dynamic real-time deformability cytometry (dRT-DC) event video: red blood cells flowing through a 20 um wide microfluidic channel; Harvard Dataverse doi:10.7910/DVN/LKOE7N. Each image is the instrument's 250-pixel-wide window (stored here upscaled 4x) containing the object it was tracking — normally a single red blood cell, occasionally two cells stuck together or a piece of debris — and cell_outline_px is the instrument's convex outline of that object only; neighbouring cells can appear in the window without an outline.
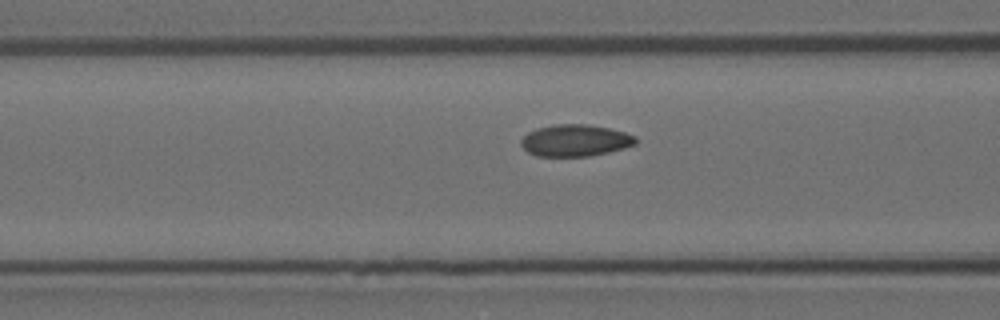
{"species": "Egyptian fruit bat (a non-hibernating species)", "species_latin": "Rousettus aegyptiacus", "temperature_condition": "room temperature", "stored_images_in_passage": 18, "camera_frame_rate_fps": 3000, "um_per_image_px": 0.085, "animal": {"sex": "female"}, "frame": {"image": 1, "passage_image": 16, "time_ms": 5.0, "image_size_px": [1000, 320], "cell_outline_px": [[636, 144], [624, 148], [608, 152], [588, 156], [536, 156], [528, 152], [520, 144], [520, 140], [528, 132], [536, 128], [552, 124], [584, 124], [608, 128], [624, 132], [636, 136]], "centroid_in_image_um": [48.87, 11.93], "position_along_channel_um": 117.7, "area_um2": 21.21}}